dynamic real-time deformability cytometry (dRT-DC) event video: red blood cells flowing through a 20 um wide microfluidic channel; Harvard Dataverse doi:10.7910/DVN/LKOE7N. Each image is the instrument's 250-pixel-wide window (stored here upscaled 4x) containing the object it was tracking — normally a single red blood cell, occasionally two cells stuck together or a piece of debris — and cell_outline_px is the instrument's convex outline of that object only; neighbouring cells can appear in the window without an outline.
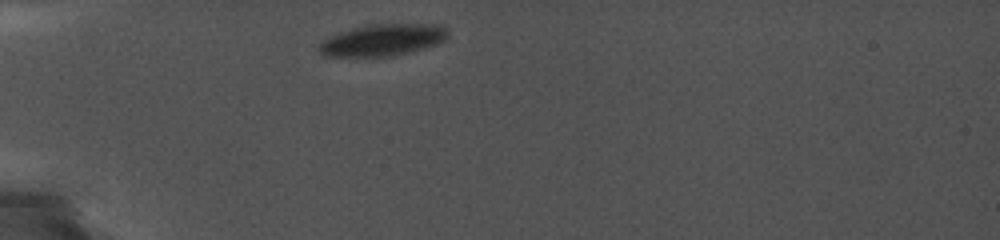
{"species": "common noctule bat (a hibernating species)", "species_latin": "Nyctalus noctula", "temperature_condition": "cold", "stored_images_in_passage": 49, "camera_frame_rate_fps": 5000, "um_per_image_px": 0.085, "animal": {"sex": "female", "body_mass_g": 19.0, "forearm_length_mm": 56.7}, "frame": {"image": 1, "passage_image": 1, "time_ms": 0.0, "image_size_px": [1000, 240], "cell_outline_px": [[448, 36], [444, 40], [436, 44], [424, 48], [392, 56], [324, 56], [320, 52], [320, 44], [324, 40], [340, 32], [352, 28], [372, 24], [420, 24], [444, 28]], "centroid_in_image_um": [32.49, 3.41], "position_along_channel_um": 52.5, "area_um2": 23.12}}
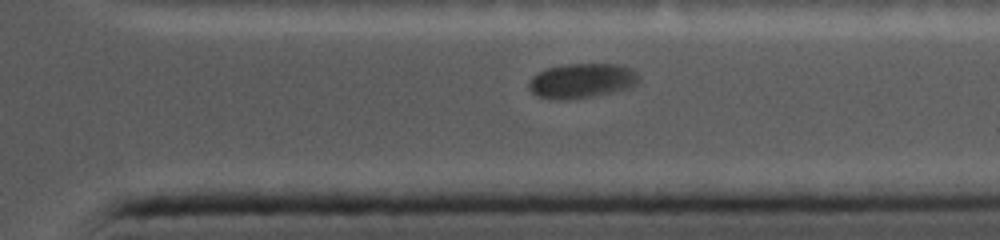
{"frame": {"image": 2, "passage_image": 38, "time_ms": 9.2, "image_size_px": [1000, 240], "cell_outline_px": [[640, 80], [636, 84], [628, 88], [596, 96], [568, 100], [556, 100], [536, 96], [528, 88], [528, 84], [532, 76], [548, 68], [564, 64], [620, 64], [632, 68], [640, 76]], "centroid_in_image_um": [49.46, 6.87], "position_along_channel_um": 361.9, "area_um2": 22.54}}
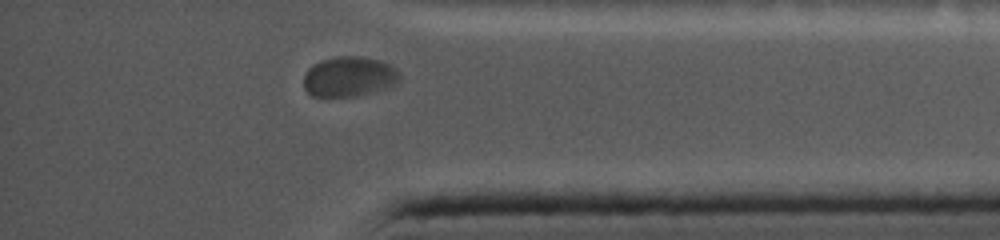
{"frame": {"image": 3, "passage_image": 43, "time_ms": 10.4, "image_size_px": [1000, 240], "cell_outline_px": [[404, 76], [396, 84], [388, 88], [356, 96], [312, 96], [304, 88], [304, 76], [308, 68], [312, 64], [320, 60], [336, 56], [360, 56], [380, 60], [396, 68]], "centroid_in_image_um": [29.71, 6.5], "position_along_channel_um": 405.5, "area_um2": 22.77}}